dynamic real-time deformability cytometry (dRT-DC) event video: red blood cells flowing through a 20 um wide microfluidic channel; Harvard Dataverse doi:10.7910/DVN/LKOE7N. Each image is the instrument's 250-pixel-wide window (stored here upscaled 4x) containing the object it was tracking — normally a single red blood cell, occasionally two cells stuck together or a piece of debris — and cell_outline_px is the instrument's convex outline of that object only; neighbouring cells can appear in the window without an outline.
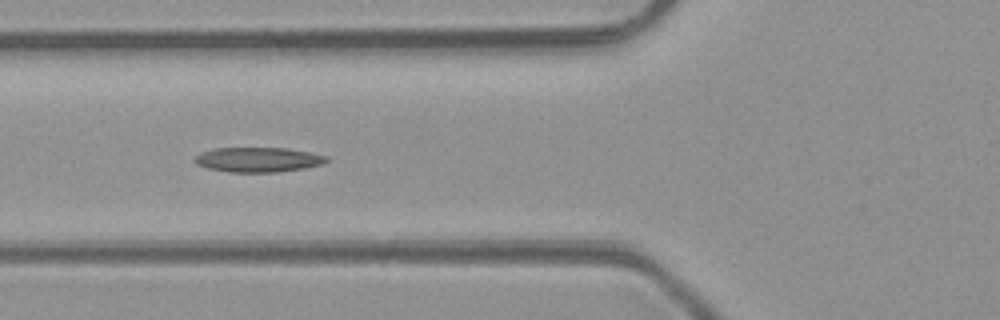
{"species": "common noctule bat (a hibernating species)", "species_latin": "Nyctalus noctula", "temperature_condition": "room temperature", "stored_images_in_passage": 5, "camera_frame_rate_fps": 3000, "um_per_image_px": 0.085, "animal": {"sex": "male", "body_mass_g": 23.1, "forearm_length_mm": 52.7}, "frame": {"image": 1, "passage_image": 5, "time_ms": 4.667, "image_size_px": [1000, 320], "cell_outline_px": [[328, 160], [324, 164], [304, 168], [276, 172], [228, 172], [208, 168], [196, 164], [192, 160], [196, 156], [212, 148], [288, 148], [328, 156]], "centroid_in_image_um": [21.94, 13.57], "position_along_channel_um": 103.9, "area_um2": 19.02}}